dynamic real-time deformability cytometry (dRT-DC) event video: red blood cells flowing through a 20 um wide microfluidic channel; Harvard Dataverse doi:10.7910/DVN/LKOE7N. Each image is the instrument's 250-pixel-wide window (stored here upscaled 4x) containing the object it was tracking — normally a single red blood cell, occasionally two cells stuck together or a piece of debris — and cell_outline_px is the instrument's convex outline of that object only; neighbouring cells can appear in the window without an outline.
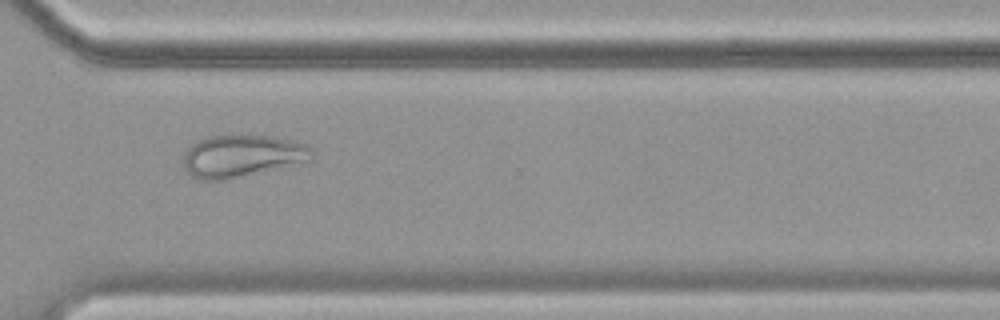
{"species": "common noctule bat (a hibernating species)", "species_latin": "Nyctalus noctula", "temperature_condition": "cold", "stored_images_in_passage": 55, "camera_frame_rate_fps": 3000, "um_per_image_px": 0.085, "animal": {"sex": "female", "body_mass_g": 19.9}, "frame": {"image": 1, "passage_image": 40, "time_ms": 13.0, "image_size_px": [1000, 320], "cell_outline_px": [[316, 152], [312, 160], [244, 176], [224, 180], [200, 180], [192, 176], [184, 168], [184, 152], [196, 140], [208, 136], [272, 136], [292, 140], [308, 144]], "centroid_in_image_um": [20.6, 13.26], "position_along_channel_um": 350.0, "area_um2": 31.79}}
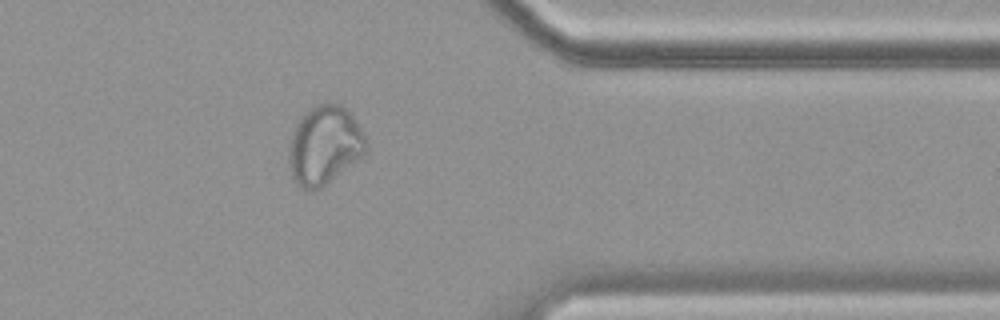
{"frame": {"image": 2, "passage_image": 44, "time_ms": 14.333, "image_size_px": [1000, 320], "cell_outline_px": [[368, 148], [360, 156], [320, 188], [312, 192], [296, 184], [292, 180], [288, 160], [288, 148], [292, 132], [300, 116], [304, 112], [316, 104], [340, 104], [352, 116], [360, 128], [364, 136]], "centroid_in_image_um": [27.51, 12.35], "position_along_channel_um": 383.9, "area_um2": 34.97}}
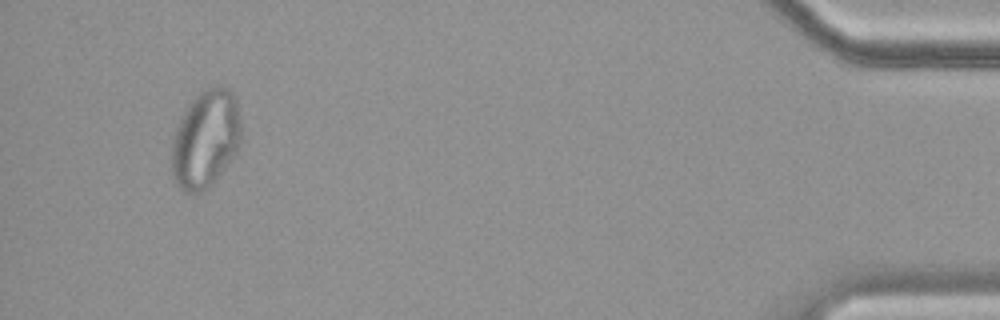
{"frame": {"image": 3, "passage_image": 52, "time_ms": 17.0, "image_size_px": [1000, 320], "cell_outline_px": [[240, 144], [232, 156], [216, 176], [200, 192], [184, 192], [176, 184], [172, 176], [172, 140], [180, 116], [184, 108], [204, 88], [216, 84], [220, 84], [228, 88], [236, 96], [240, 120]], "centroid_in_image_um": [17.45, 11.72], "position_along_channel_um": 417.8, "area_um2": 39.3}}